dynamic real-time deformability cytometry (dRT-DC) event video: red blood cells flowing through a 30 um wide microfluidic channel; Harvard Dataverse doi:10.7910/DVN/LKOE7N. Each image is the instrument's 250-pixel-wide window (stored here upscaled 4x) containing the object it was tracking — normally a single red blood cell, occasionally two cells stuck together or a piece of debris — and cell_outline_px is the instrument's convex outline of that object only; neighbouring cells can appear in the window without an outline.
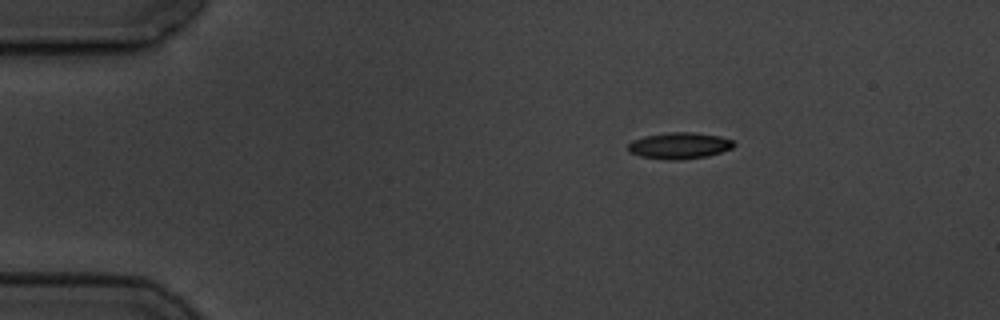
{"species": "common noctule bat (a hibernating species)", "species_latin": "Nyctalus noctula", "temperature_condition": "cold", "stored_images_in_passage": 2, "segment_of_instrument_passage": [2, 2], "camera_frame_rate_fps": 3000, "um_per_image_px": 0.085, "animal": {"sex": "male", "body_mass_g": 19.5, "forearm_length_mm": 54.6}, "frame": {"image": 1, "passage_image": 2, "time_ms": 4.0, "image_size_px": [1000, 320], "cell_outline_px": [[736, 144], [732, 148], [708, 156], [680, 160], [668, 160], [640, 156], [628, 152], [628, 144], [632, 140], [644, 136], [668, 132], [692, 132], [720, 136], [732, 140]], "centroid_in_image_um": [57.73, 12.38], "position_along_channel_um": 27.3, "area_um2": 16.36}}